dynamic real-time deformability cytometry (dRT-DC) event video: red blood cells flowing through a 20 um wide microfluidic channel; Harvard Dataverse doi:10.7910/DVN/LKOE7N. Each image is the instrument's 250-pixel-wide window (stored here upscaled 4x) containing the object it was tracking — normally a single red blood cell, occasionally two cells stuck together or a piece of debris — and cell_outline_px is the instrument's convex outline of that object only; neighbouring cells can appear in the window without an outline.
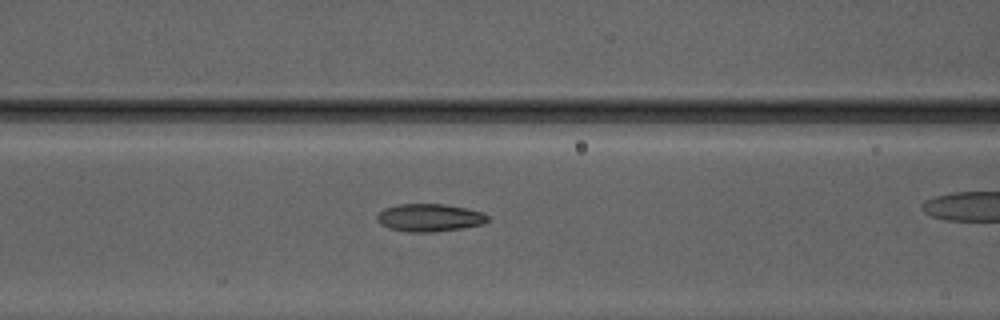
{"species": "Egyptian fruit bat (a non-hibernating species)", "species_latin": "Rousettus aegyptiacus", "temperature_condition": "warm", "stored_images_in_passage": 23, "camera_frame_rate_fps": 3000, "um_per_image_px": 0.085, "animal": {"sex": "male"}, "frame": {"image": 1, "passage_image": 4, "time_ms": 1.0, "image_size_px": [1000, 320], "cell_outline_px": [[488, 220], [484, 224], [460, 228], [428, 232], [408, 232], [388, 228], [380, 224], [376, 220], [376, 216], [384, 208], [400, 204], [444, 204], [484, 212], [488, 216]], "centroid_in_image_um": [36.48, 18.5], "position_along_channel_um": 130.1, "area_um2": 17.8}}
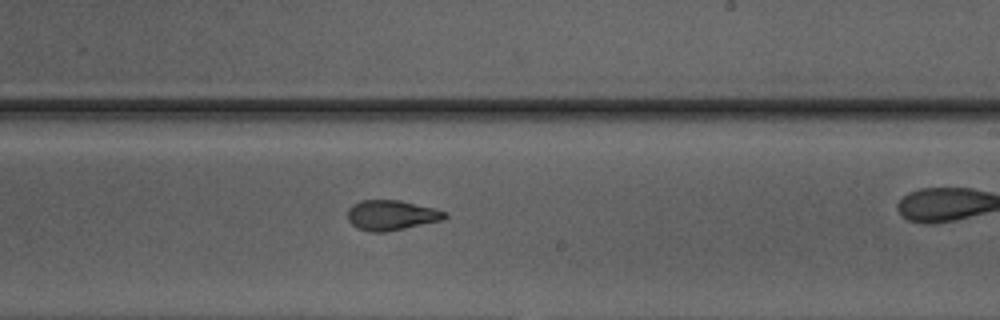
{"frame": {"image": 2, "passage_image": 13, "time_ms": 4.0, "image_size_px": [1000, 320], "cell_outline_px": [[448, 216], [444, 220], [388, 232], [372, 232], [356, 228], [348, 220], [348, 208], [352, 204], [360, 200], [400, 200], [448, 212]], "centroid_in_image_um": [33.27, 18.3], "position_along_channel_um": 255.7, "area_um2": 17.22}}
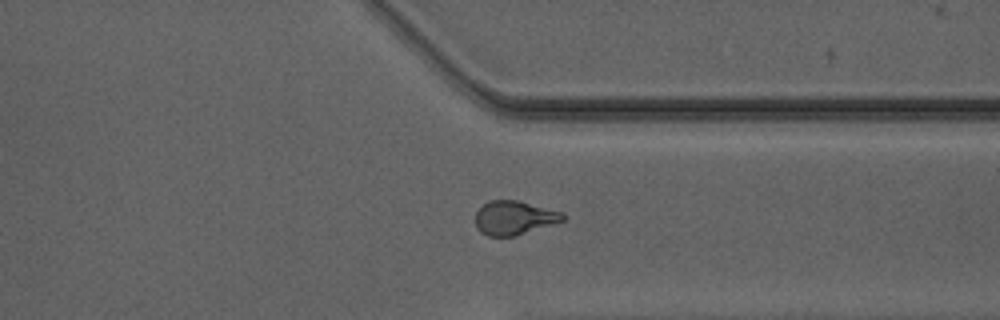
{"frame": {"image": 3, "passage_image": 21, "time_ms": 6.667, "image_size_px": [1000, 320], "cell_outline_px": [[564, 220], [512, 236], [488, 236], [480, 232], [476, 228], [476, 212], [488, 200], [516, 200], [564, 212]], "centroid_in_image_um": [43.67, 18.5], "position_along_channel_um": 367.7, "area_um2": 16.99}}